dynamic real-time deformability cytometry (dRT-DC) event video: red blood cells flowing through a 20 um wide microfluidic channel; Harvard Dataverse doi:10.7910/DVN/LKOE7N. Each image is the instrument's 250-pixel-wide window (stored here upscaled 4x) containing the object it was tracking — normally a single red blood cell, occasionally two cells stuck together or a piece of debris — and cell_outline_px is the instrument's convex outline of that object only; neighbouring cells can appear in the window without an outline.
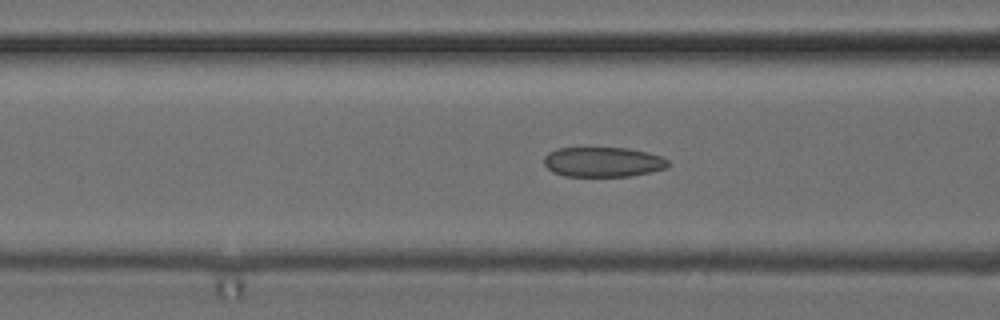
{"species": "common noctule bat (a hibernating species)", "species_latin": "Nyctalus noctula", "temperature_condition": "cold", "stored_images_in_passage": 24, "camera_frame_rate_fps": 3000, "um_per_image_px": 0.085, "animal": {"sex": "female", "body_mass_g": 24.6, "forearm_length_mm": 56.2}, "frame": {"image": 1, "passage_image": 21, "time_ms": 6.667, "image_size_px": [1000, 320], "cell_outline_px": [[668, 168], [652, 172], [628, 176], [564, 176], [552, 172], [544, 164], [544, 156], [548, 152], [556, 148], [628, 148], [648, 152], [660, 156], [668, 160]], "centroid_in_image_um": [51.24, 13.77], "position_along_channel_um": 115.4, "area_um2": 21.73}}
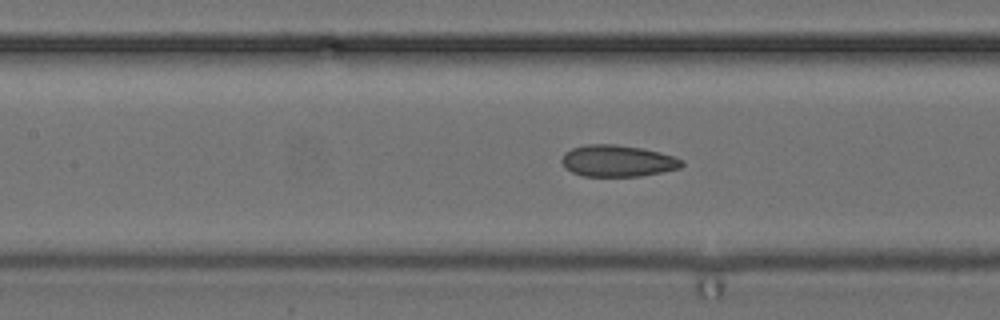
{"frame": {"image": 2, "passage_image": 24, "time_ms": 7.667, "image_size_px": [1000, 320], "cell_outline_px": [[684, 164], [680, 168], [640, 176], [584, 176], [572, 172], [564, 168], [560, 160], [564, 152], [572, 148], [588, 144], [616, 144], [640, 148], [660, 152], [684, 160]], "centroid_in_image_um": [52.46, 13.67], "position_along_channel_um": 154.9, "area_um2": 22.14}}